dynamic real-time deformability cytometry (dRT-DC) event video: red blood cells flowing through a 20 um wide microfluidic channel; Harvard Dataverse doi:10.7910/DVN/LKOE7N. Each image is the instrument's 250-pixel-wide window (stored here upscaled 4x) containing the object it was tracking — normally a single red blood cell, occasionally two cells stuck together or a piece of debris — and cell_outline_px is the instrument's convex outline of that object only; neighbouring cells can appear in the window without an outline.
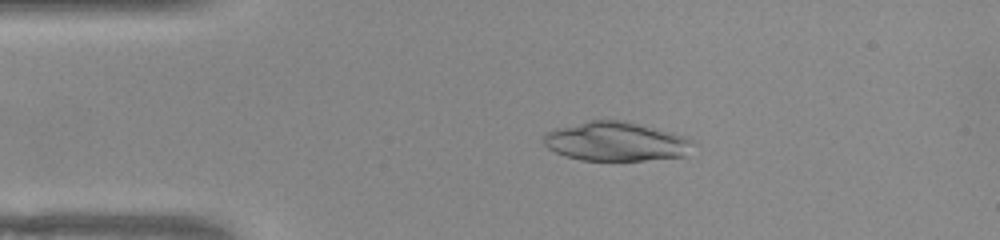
{"species": "common noctule bat (a hibernating species)", "species_latin": "Nyctalus noctula", "temperature_condition": "warm", "stored_images_in_passage": 51, "camera_frame_rate_fps": 3000, "um_per_image_px": 0.085, "animal": {"sex": "female", "body_mass_g": 22.0, "forearm_length_mm": 56.7}, "frame": {"image": 1, "passage_image": 10, "time_ms": 3.0, "image_size_px": [1000, 240], "cell_outline_px": [[692, 140], [684, 156], [644, 160], [580, 160], [564, 156], [548, 148], [544, 144], [544, 132], [556, 128], [588, 120], [624, 120], [672, 132], [684, 136]], "centroid_in_image_um": [52.28, 12.01], "position_along_channel_um": 32.7, "area_um2": 33.81}}